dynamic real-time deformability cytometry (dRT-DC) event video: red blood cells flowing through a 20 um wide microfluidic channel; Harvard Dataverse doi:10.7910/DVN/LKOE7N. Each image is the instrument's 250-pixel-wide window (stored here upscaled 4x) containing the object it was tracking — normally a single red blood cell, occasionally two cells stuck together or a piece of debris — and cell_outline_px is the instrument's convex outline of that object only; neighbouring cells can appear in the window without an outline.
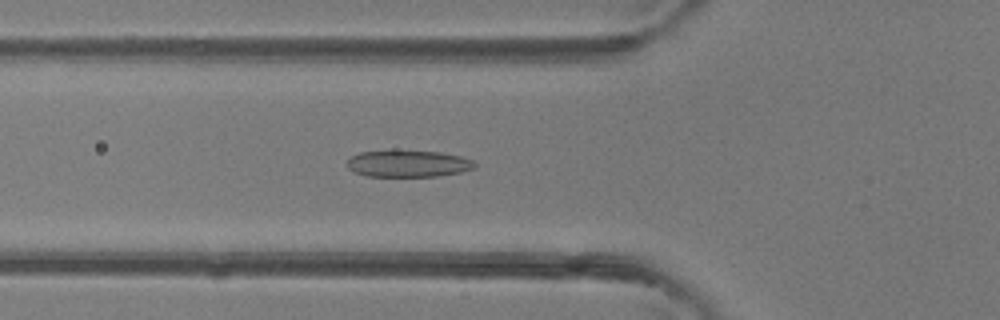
{"species": "common noctule bat (a hibernating species)", "species_latin": "Nyctalus noctula", "temperature_condition": "room temperature", "stored_images_in_passage": 47, "camera_frame_rate_fps": 3000, "um_per_image_px": 0.085, "animal": {"sex": "female"}, "frame": {"image": 1, "passage_image": 17, "time_ms": 5.333, "image_size_px": [1000, 320], "cell_outline_px": [[476, 168], [460, 172], [436, 176], [368, 176], [356, 172], [348, 168], [348, 160], [352, 156], [360, 152], [396, 148], [440, 152], [460, 156], [472, 160], [476, 164]], "centroid_in_image_um": [34.69, 13.87], "position_along_channel_um": 91.1, "area_um2": 20.4}}
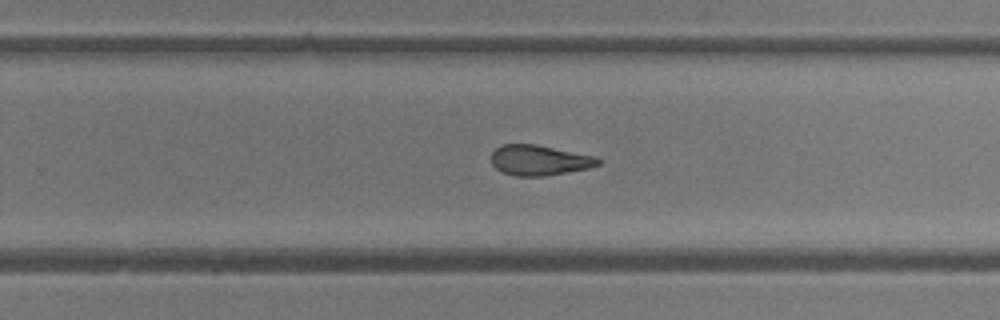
{"frame": {"image": 2, "passage_image": 30, "time_ms": 9.667, "image_size_px": [1000, 320], "cell_outline_px": [[600, 164], [588, 168], [568, 172], [544, 176], [516, 176], [500, 172], [492, 164], [492, 152], [500, 144], [536, 144], [596, 156], [600, 160]], "centroid_in_image_um": [45.83, 13.62], "position_along_channel_um": 284.0, "area_um2": 18.96}}
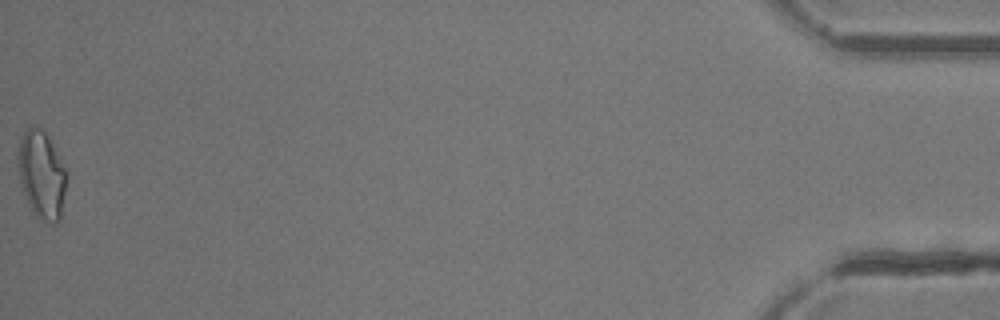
{"frame": {"image": 3, "passage_image": 47, "time_ms": 15.333, "image_size_px": [1000, 320], "cell_outline_px": [[68, 176], [60, 220], [56, 224], [52, 224], [36, 216], [20, 184], [16, 164], [16, 156], [20, 136], [28, 128], [40, 128], [48, 136], [68, 172]], "centroid_in_image_um": [3.54, 14.84], "position_along_channel_um": 431.7, "area_um2": 25.09}, "authors_computed_cell_mechanics": {"area_um2": 20.519, "velocity_mm_per_s": 4.4484, "shape_relaxation_time_tau1_ms": 3.7153, "shape_relaxation_time_tau2_ms": 2.0382, "deformation_change_tau1": 0.1436, "deformation_change_tau2": 0.1133}}